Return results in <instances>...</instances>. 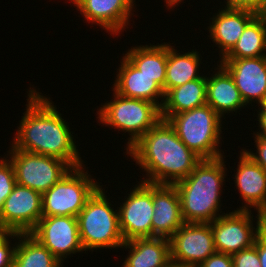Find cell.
Masks as SVG:
<instances>
[{
	"instance_id": "obj_1",
	"label": "cell",
	"mask_w": 266,
	"mask_h": 267,
	"mask_svg": "<svg viewBox=\"0 0 266 267\" xmlns=\"http://www.w3.org/2000/svg\"><path fill=\"white\" fill-rule=\"evenodd\" d=\"M27 93L26 111L10 145L18 150L59 158L72 168L84 165L69 124L51 98L33 87Z\"/></svg>"
},
{
	"instance_id": "obj_2",
	"label": "cell",
	"mask_w": 266,
	"mask_h": 267,
	"mask_svg": "<svg viewBox=\"0 0 266 267\" xmlns=\"http://www.w3.org/2000/svg\"><path fill=\"white\" fill-rule=\"evenodd\" d=\"M146 172L143 182L174 185L186 178L202 160L177 136L168 121L161 119L127 152Z\"/></svg>"
},
{
	"instance_id": "obj_3",
	"label": "cell",
	"mask_w": 266,
	"mask_h": 267,
	"mask_svg": "<svg viewBox=\"0 0 266 267\" xmlns=\"http://www.w3.org/2000/svg\"><path fill=\"white\" fill-rule=\"evenodd\" d=\"M224 160L202 159L186 178L174 184L185 223H211L221 216V189L227 176Z\"/></svg>"
},
{
	"instance_id": "obj_4",
	"label": "cell",
	"mask_w": 266,
	"mask_h": 267,
	"mask_svg": "<svg viewBox=\"0 0 266 267\" xmlns=\"http://www.w3.org/2000/svg\"><path fill=\"white\" fill-rule=\"evenodd\" d=\"M100 186L87 200L77 215L79 237L86 251L94 249H118L124 244L119 226L118 209L114 210Z\"/></svg>"
},
{
	"instance_id": "obj_5",
	"label": "cell",
	"mask_w": 266,
	"mask_h": 267,
	"mask_svg": "<svg viewBox=\"0 0 266 267\" xmlns=\"http://www.w3.org/2000/svg\"><path fill=\"white\" fill-rule=\"evenodd\" d=\"M167 121L179 139L201 159L226 158L219 145L224 121L208 104L174 114Z\"/></svg>"
},
{
	"instance_id": "obj_6",
	"label": "cell",
	"mask_w": 266,
	"mask_h": 267,
	"mask_svg": "<svg viewBox=\"0 0 266 267\" xmlns=\"http://www.w3.org/2000/svg\"><path fill=\"white\" fill-rule=\"evenodd\" d=\"M111 101L105 102L97 111L98 121L108 127L128 132L126 152L161 118V109L154 103L143 99L127 98L114 90ZM113 100V101H112Z\"/></svg>"
},
{
	"instance_id": "obj_7",
	"label": "cell",
	"mask_w": 266,
	"mask_h": 267,
	"mask_svg": "<svg viewBox=\"0 0 266 267\" xmlns=\"http://www.w3.org/2000/svg\"><path fill=\"white\" fill-rule=\"evenodd\" d=\"M95 181L85 165L72 168L42 194V216L77 217L87 200L101 186Z\"/></svg>"
},
{
	"instance_id": "obj_8",
	"label": "cell",
	"mask_w": 266,
	"mask_h": 267,
	"mask_svg": "<svg viewBox=\"0 0 266 267\" xmlns=\"http://www.w3.org/2000/svg\"><path fill=\"white\" fill-rule=\"evenodd\" d=\"M10 148L6 156L13 164L16 183L41 194L72 169L67 162L59 158L30 153L11 146Z\"/></svg>"
},
{
	"instance_id": "obj_9",
	"label": "cell",
	"mask_w": 266,
	"mask_h": 267,
	"mask_svg": "<svg viewBox=\"0 0 266 267\" xmlns=\"http://www.w3.org/2000/svg\"><path fill=\"white\" fill-rule=\"evenodd\" d=\"M251 210H234L221 213V216L210 223L214 244L218 253L234 254L254 245L259 236V224L262 218L258 212L253 218ZM253 219L256 226H253Z\"/></svg>"
},
{
	"instance_id": "obj_10",
	"label": "cell",
	"mask_w": 266,
	"mask_h": 267,
	"mask_svg": "<svg viewBox=\"0 0 266 267\" xmlns=\"http://www.w3.org/2000/svg\"><path fill=\"white\" fill-rule=\"evenodd\" d=\"M135 186L130 189L124 203L117 207L119 226L125 242L152 237L153 184L139 181Z\"/></svg>"
},
{
	"instance_id": "obj_11",
	"label": "cell",
	"mask_w": 266,
	"mask_h": 267,
	"mask_svg": "<svg viewBox=\"0 0 266 267\" xmlns=\"http://www.w3.org/2000/svg\"><path fill=\"white\" fill-rule=\"evenodd\" d=\"M30 234L48 248L62 264L71 254L84 251L77 217L42 216Z\"/></svg>"
},
{
	"instance_id": "obj_12",
	"label": "cell",
	"mask_w": 266,
	"mask_h": 267,
	"mask_svg": "<svg viewBox=\"0 0 266 267\" xmlns=\"http://www.w3.org/2000/svg\"><path fill=\"white\" fill-rule=\"evenodd\" d=\"M171 259L198 267L216 253L210 223H184L170 238Z\"/></svg>"
},
{
	"instance_id": "obj_13",
	"label": "cell",
	"mask_w": 266,
	"mask_h": 267,
	"mask_svg": "<svg viewBox=\"0 0 266 267\" xmlns=\"http://www.w3.org/2000/svg\"><path fill=\"white\" fill-rule=\"evenodd\" d=\"M42 217V194L16 184L0 212V225L8 232L30 233Z\"/></svg>"
},
{
	"instance_id": "obj_14",
	"label": "cell",
	"mask_w": 266,
	"mask_h": 267,
	"mask_svg": "<svg viewBox=\"0 0 266 267\" xmlns=\"http://www.w3.org/2000/svg\"><path fill=\"white\" fill-rule=\"evenodd\" d=\"M218 61L234 79L246 106H260L266 96V56Z\"/></svg>"
},
{
	"instance_id": "obj_15",
	"label": "cell",
	"mask_w": 266,
	"mask_h": 267,
	"mask_svg": "<svg viewBox=\"0 0 266 267\" xmlns=\"http://www.w3.org/2000/svg\"><path fill=\"white\" fill-rule=\"evenodd\" d=\"M135 0H85L77 10L86 22L97 24L111 35H119L130 26V17L136 7ZM135 4V5H134Z\"/></svg>"
},
{
	"instance_id": "obj_16",
	"label": "cell",
	"mask_w": 266,
	"mask_h": 267,
	"mask_svg": "<svg viewBox=\"0 0 266 267\" xmlns=\"http://www.w3.org/2000/svg\"><path fill=\"white\" fill-rule=\"evenodd\" d=\"M237 172L234 176L236 189L245 202L237 210H250L266 215V171L241 149Z\"/></svg>"
},
{
	"instance_id": "obj_17",
	"label": "cell",
	"mask_w": 266,
	"mask_h": 267,
	"mask_svg": "<svg viewBox=\"0 0 266 267\" xmlns=\"http://www.w3.org/2000/svg\"><path fill=\"white\" fill-rule=\"evenodd\" d=\"M152 237L170 239L185 223L180 198L174 185L153 184Z\"/></svg>"
},
{
	"instance_id": "obj_18",
	"label": "cell",
	"mask_w": 266,
	"mask_h": 267,
	"mask_svg": "<svg viewBox=\"0 0 266 267\" xmlns=\"http://www.w3.org/2000/svg\"><path fill=\"white\" fill-rule=\"evenodd\" d=\"M116 77L112 89L117 94L147 100L161 109L165 97L163 88L154 78L143 74L125 56L120 61Z\"/></svg>"
},
{
	"instance_id": "obj_19",
	"label": "cell",
	"mask_w": 266,
	"mask_h": 267,
	"mask_svg": "<svg viewBox=\"0 0 266 267\" xmlns=\"http://www.w3.org/2000/svg\"><path fill=\"white\" fill-rule=\"evenodd\" d=\"M223 8H219L210 18L212 22L207 27L210 34L208 37L220 50V60L233 48L245 27L258 15L246 9Z\"/></svg>"
},
{
	"instance_id": "obj_20",
	"label": "cell",
	"mask_w": 266,
	"mask_h": 267,
	"mask_svg": "<svg viewBox=\"0 0 266 267\" xmlns=\"http://www.w3.org/2000/svg\"><path fill=\"white\" fill-rule=\"evenodd\" d=\"M217 66L213 75H206V104L224 118L226 113L236 114L238 110L246 107V104L229 72L221 64Z\"/></svg>"
},
{
	"instance_id": "obj_21",
	"label": "cell",
	"mask_w": 266,
	"mask_h": 267,
	"mask_svg": "<svg viewBox=\"0 0 266 267\" xmlns=\"http://www.w3.org/2000/svg\"><path fill=\"white\" fill-rule=\"evenodd\" d=\"M120 248L129 249L121 267H162L171 258L170 239L163 237L133 239Z\"/></svg>"
},
{
	"instance_id": "obj_22",
	"label": "cell",
	"mask_w": 266,
	"mask_h": 267,
	"mask_svg": "<svg viewBox=\"0 0 266 267\" xmlns=\"http://www.w3.org/2000/svg\"><path fill=\"white\" fill-rule=\"evenodd\" d=\"M168 90L161 107V118L192 110L206 104V76Z\"/></svg>"
},
{
	"instance_id": "obj_23",
	"label": "cell",
	"mask_w": 266,
	"mask_h": 267,
	"mask_svg": "<svg viewBox=\"0 0 266 267\" xmlns=\"http://www.w3.org/2000/svg\"><path fill=\"white\" fill-rule=\"evenodd\" d=\"M175 46L167 43V66L166 78L164 84V93L177 86L183 85L187 82L199 79L202 75L199 74L202 64V57L200 51L196 49L183 52L181 54ZM201 62V63H200Z\"/></svg>"
},
{
	"instance_id": "obj_24",
	"label": "cell",
	"mask_w": 266,
	"mask_h": 267,
	"mask_svg": "<svg viewBox=\"0 0 266 267\" xmlns=\"http://www.w3.org/2000/svg\"><path fill=\"white\" fill-rule=\"evenodd\" d=\"M125 57L143 74L154 78L163 88L166 78L167 43L134 46L126 51Z\"/></svg>"
},
{
	"instance_id": "obj_25",
	"label": "cell",
	"mask_w": 266,
	"mask_h": 267,
	"mask_svg": "<svg viewBox=\"0 0 266 267\" xmlns=\"http://www.w3.org/2000/svg\"><path fill=\"white\" fill-rule=\"evenodd\" d=\"M266 56V15L258 14L244 29L233 48L222 59Z\"/></svg>"
},
{
	"instance_id": "obj_26",
	"label": "cell",
	"mask_w": 266,
	"mask_h": 267,
	"mask_svg": "<svg viewBox=\"0 0 266 267\" xmlns=\"http://www.w3.org/2000/svg\"><path fill=\"white\" fill-rule=\"evenodd\" d=\"M12 267H63L48 248L30 233H19Z\"/></svg>"
},
{
	"instance_id": "obj_27",
	"label": "cell",
	"mask_w": 266,
	"mask_h": 267,
	"mask_svg": "<svg viewBox=\"0 0 266 267\" xmlns=\"http://www.w3.org/2000/svg\"><path fill=\"white\" fill-rule=\"evenodd\" d=\"M3 158L1 157L0 159V212L6 198L12 193L14 186L17 184L13 164L7 156Z\"/></svg>"
},
{
	"instance_id": "obj_28",
	"label": "cell",
	"mask_w": 266,
	"mask_h": 267,
	"mask_svg": "<svg viewBox=\"0 0 266 267\" xmlns=\"http://www.w3.org/2000/svg\"><path fill=\"white\" fill-rule=\"evenodd\" d=\"M231 256L233 259V267H261L258 251L254 245L236 252Z\"/></svg>"
},
{
	"instance_id": "obj_29",
	"label": "cell",
	"mask_w": 266,
	"mask_h": 267,
	"mask_svg": "<svg viewBox=\"0 0 266 267\" xmlns=\"http://www.w3.org/2000/svg\"><path fill=\"white\" fill-rule=\"evenodd\" d=\"M18 232H9L0 240V267H12L17 242L11 244L10 238H18ZM13 246H11V245Z\"/></svg>"
},
{
	"instance_id": "obj_30",
	"label": "cell",
	"mask_w": 266,
	"mask_h": 267,
	"mask_svg": "<svg viewBox=\"0 0 266 267\" xmlns=\"http://www.w3.org/2000/svg\"><path fill=\"white\" fill-rule=\"evenodd\" d=\"M226 8L246 9L256 14H266V0H226Z\"/></svg>"
},
{
	"instance_id": "obj_31",
	"label": "cell",
	"mask_w": 266,
	"mask_h": 267,
	"mask_svg": "<svg viewBox=\"0 0 266 267\" xmlns=\"http://www.w3.org/2000/svg\"><path fill=\"white\" fill-rule=\"evenodd\" d=\"M255 140L256 153L251 150L242 149L255 163L266 171V138L253 134Z\"/></svg>"
},
{
	"instance_id": "obj_32",
	"label": "cell",
	"mask_w": 266,
	"mask_h": 267,
	"mask_svg": "<svg viewBox=\"0 0 266 267\" xmlns=\"http://www.w3.org/2000/svg\"><path fill=\"white\" fill-rule=\"evenodd\" d=\"M198 267H233V259L230 254L216 252L210 255Z\"/></svg>"
},
{
	"instance_id": "obj_33",
	"label": "cell",
	"mask_w": 266,
	"mask_h": 267,
	"mask_svg": "<svg viewBox=\"0 0 266 267\" xmlns=\"http://www.w3.org/2000/svg\"><path fill=\"white\" fill-rule=\"evenodd\" d=\"M258 111H257V121H258V127H259V131H257V133L253 132L252 134H256L259 135L261 137L266 138V110H264L261 106H258Z\"/></svg>"
},
{
	"instance_id": "obj_34",
	"label": "cell",
	"mask_w": 266,
	"mask_h": 267,
	"mask_svg": "<svg viewBox=\"0 0 266 267\" xmlns=\"http://www.w3.org/2000/svg\"><path fill=\"white\" fill-rule=\"evenodd\" d=\"M254 246L257 248L261 267H266V242L258 236L255 240Z\"/></svg>"
},
{
	"instance_id": "obj_35",
	"label": "cell",
	"mask_w": 266,
	"mask_h": 267,
	"mask_svg": "<svg viewBox=\"0 0 266 267\" xmlns=\"http://www.w3.org/2000/svg\"><path fill=\"white\" fill-rule=\"evenodd\" d=\"M259 236L266 242V215H262L259 224Z\"/></svg>"
},
{
	"instance_id": "obj_36",
	"label": "cell",
	"mask_w": 266,
	"mask_h": 267,
	"mask_svg": "<svg viewBox=\"0 0 266 267\" xmlns=\"http://www.w3.org/2000/svg\"><path fill=\"white\" fill-rule=\"evenodd\" d=\"M184 1V0H183ZM182 0H165L164 2L166 3V5L168 8L167 9H172L174 6H179V4H181L180 2H183ZM179 3V4H178Z\"/></svg>"
},
{
	"instance_id": "obj_37",
	"label": "cell",
	"mask_w": 266,
	"mask_h": 267,
	"mask_svg": "<svg viewBox=\"0 0 266 267\" xmlns=\"http://www.w3.org/2000/svg\"><path fill=\"white\" fill-rule=\"evenodd\" d=\"M162 267H188V266H185L180 262L174 261L170 258L169 261Z\"/></svg>"
},
{
	"instance_id": "obj_38",
	"label": "cell",
	"mask_w": 266,
	"mask_h": 267,
	"mask_svg": "<svg viewBox=\"0 0 266 267\" xmlns=\"http://www.w3.org/2000/svg\"><path fill=\"white\" fill-rule=\"evenodd\" d=\"M9 232L0 225V240L3 239Z\"/></svg>"
},
{
	"instance_id": "obj_39",
	"label": "cell",
	"mask_w": 266,
	"mask_h": 267,
	"mask_svg": "<svg viewBox=\"0 0 266 267\" xmlns=\"http://www.w3.org/2000/svg\"><path fill=\"white\" fill-rule=\"evenodd\" d=\"M71 1L75 7H79L85 0H69Z\"/></svg>"
},
{
	"instance_id": "obj_40",
	"label": "cell",
	"mask_w": 266,
	"mask_h": 267,
	"mask_svg": "<svg viewBox=\"0 0 266 267\" xmlns=\"http://www.w3.org/2000/svg\"><path fill=\"white\" fill-rule=\"evenodd\" d=\"M264 110H266V96L262 104L260 105Z\"/></svg>"
}]
</instances>
